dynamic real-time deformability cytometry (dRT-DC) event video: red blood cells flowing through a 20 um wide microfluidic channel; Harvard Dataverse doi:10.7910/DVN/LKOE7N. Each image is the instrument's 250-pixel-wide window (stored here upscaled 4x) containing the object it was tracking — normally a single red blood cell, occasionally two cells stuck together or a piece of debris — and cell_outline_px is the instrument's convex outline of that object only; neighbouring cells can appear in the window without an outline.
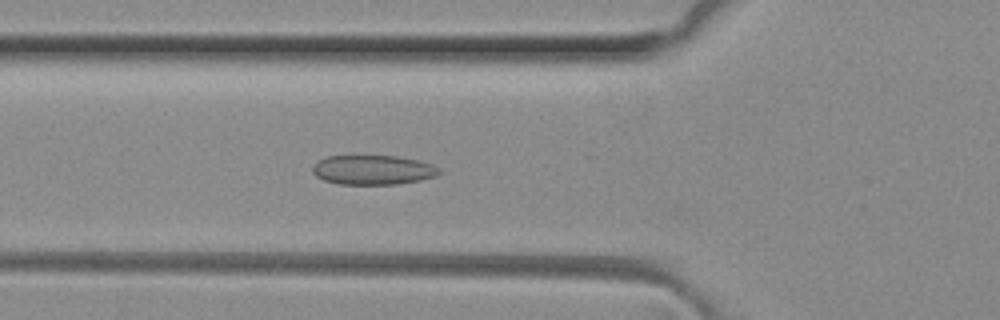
{"species": "common noctule bat (a hibernating species)", "species_latin": "Nyctalus noctula", "temperature_condition": "room temperature", "stored_images_in_passage": 17, "camera_frame_rate_fps": 3000, "um_per_image_px": 0.085, "animal": {"sex": "female", "body_mass_g": 29.2, "forearm_length_mm": 56.3}, "frame": {"image": 1, "passage_image": 4, "time_ms": 1.0, "image_size_px": [1000, 320], "cell_outline_px": [[440, 172], [436, 176], [420, 180], [400, 184], [340, 184], [324, 180], [316, 176], [312, 172], [312, 168], [316, 160], [328, 156], [396, 156], [416, 160], [432, 164], [440, 168]], "centroid_in_image_um": [31.68, 14.44], "position_along_channel_um": 94.1, "area_um2": 21.79}}
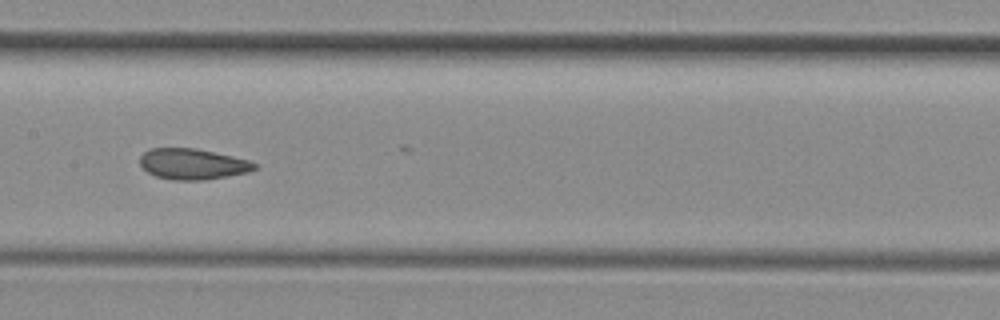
{"frame": {"image": 2, "passage_image": 11, "time_ms": 3.333, "image_size_px": [1000, 320], "cell_outline_px": [[256, 168], [248, 172], [228, 176], [204, 180], [172, 180], [156, 176], [148, 172], [140, 164], [140, 156], [148, 148], [196, 148], [248, 160], [256, 164]], "centroid_in_image_um": [16.34, 13.94], "position_along_channel_um": 191.1, "area_um2": 20.46}}
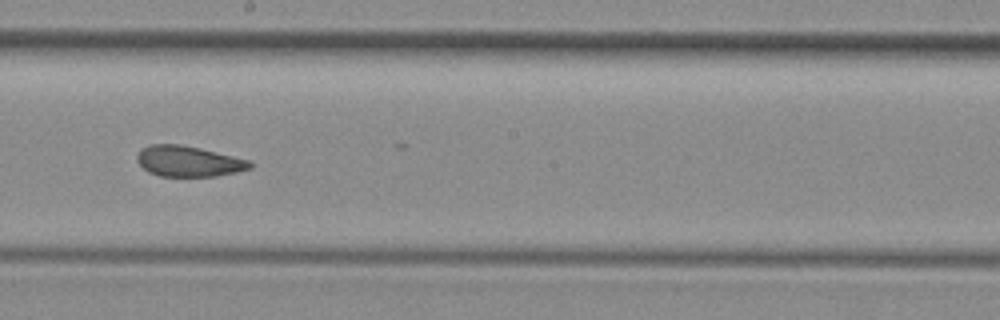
{"frame": {"image": 3, "passage_image": 14, "time_ms": 4.333, "image_size_px": [1000, 320], "cell_outline_px": [[252, 168], [236, 172], [216, 176], [160, 176], [148, 172], [136, 160], [136, 156], [140, 148], [152, 144], [180, 144], [200, 148], [252, 160]], "centroid_in_image_um": [16.03, 13.7], "position_along_channel_um": 232.2, "area_um2": 20.35}}